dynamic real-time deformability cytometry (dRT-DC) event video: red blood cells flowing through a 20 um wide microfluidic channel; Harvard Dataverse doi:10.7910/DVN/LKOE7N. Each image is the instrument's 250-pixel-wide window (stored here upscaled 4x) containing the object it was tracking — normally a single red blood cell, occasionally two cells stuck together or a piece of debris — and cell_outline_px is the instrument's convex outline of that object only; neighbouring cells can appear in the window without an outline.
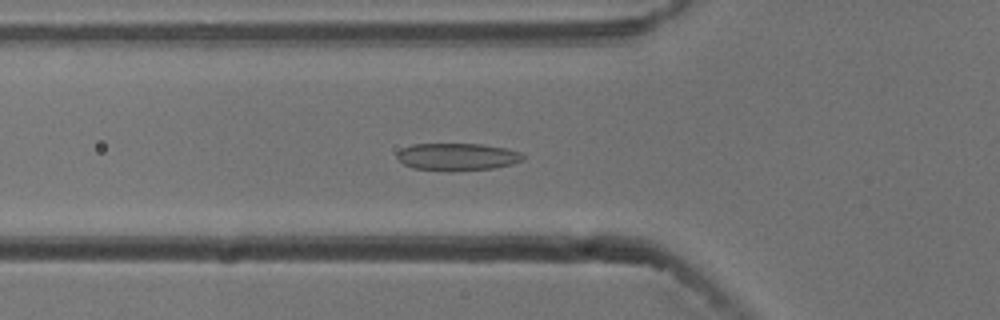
{"species": "common noctule bat (a hibernating species)", "species_latin": "Nyctalus noctula", "temperature_condition": "cold", "stored_images_in_passage": 55, "camera_frame_rate_fps": 3000, "um_per_image_px": 0.085, "animal": {"sex": "male", "body_mass_g": 13.3}, "frame": {"image": 1, "passage_image": 19, "time_ms": 6.0, "image_size_px": [1000, 320], "cell_outline_px": [[524, 160], [512, 164], [492, 168], [452, 172], [412, 168], [404, 164], [396, 156], [396, 152], [400, 148], [412, 144], [484, 144], [504, 148], [520, 152], [524, 156]], "centroid_in_image_um": [38.83, 13.33], "position_along_channel_um": 87.0, "area_um2": 20.35}}
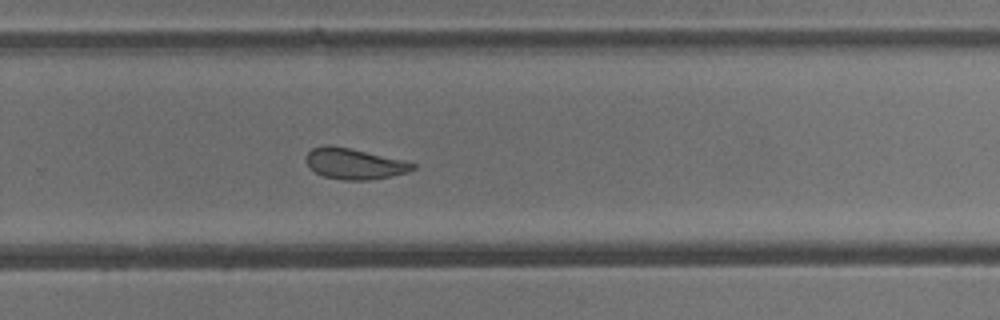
{"frame": {"image": 2, "passage_image": 36, "time_ms": 11.667, "image_size_px": [1000, 320], "cell_outline_px": [[416, 168], [408, 172], [368, 180], [344, 180], [324, 176], [308, 168], [304, 160], [304, 156], [312, 148], [328, 144], [348, 148], [404, 160], [416, 164]], "centroid_in_image_um": [30.06, 13.91], "position_along_channel_um": 299.7, "area_um2": 19.13}}
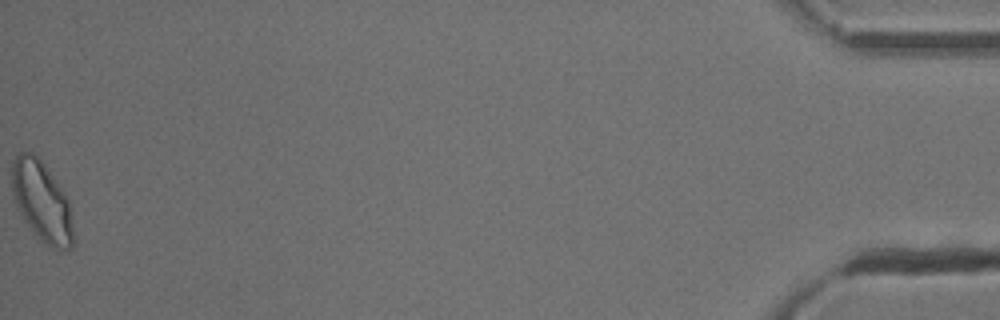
{"frame": {"image": 3, "passage_image": 55, "time_ms": 18.0, "image_size_px": [1000, 320], "cell_outline_px": [[72, 248], [64, 252], [60, 252], [52, 248], [40, 240], [24, 220], [16, 208], [12, 196], [12, 164], [16, 156], [20, 152], [32, 152], [44, 164], [64, 192], [68, 200], [72, 216]], "centroid_in_image_um": [3.55, 17.17], "position_along_channel_um": 431.7, "area_um2": 28.78}, "authors_computed_cell_mechanics": {"area_um2": 21.2126, "velocity_mm_per_s": 3.7394, "shape_relaxation_time_tau1_ms": 6.69, "shape_relaxation_time_tau2_ms": 1.824, "deformation_change_tau1": 0.1458, "deformation_change_tau2": 0.0861}}